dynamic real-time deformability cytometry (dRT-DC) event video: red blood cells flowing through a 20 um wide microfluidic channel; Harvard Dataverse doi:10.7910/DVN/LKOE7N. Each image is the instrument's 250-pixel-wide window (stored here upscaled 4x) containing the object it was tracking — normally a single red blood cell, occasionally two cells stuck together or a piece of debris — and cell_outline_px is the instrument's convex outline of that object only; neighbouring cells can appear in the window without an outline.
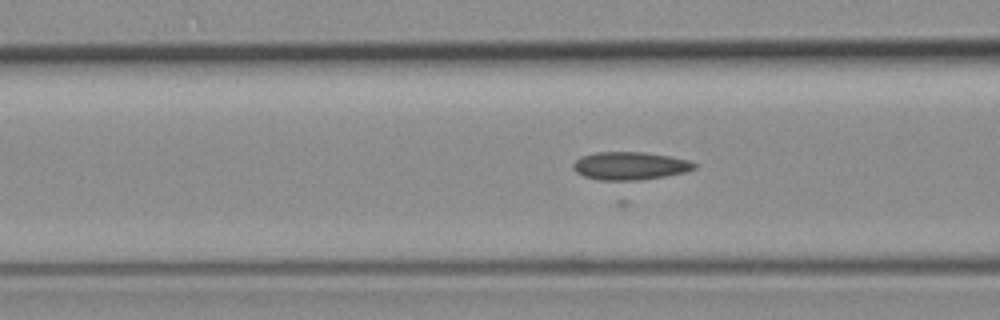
{"species": "common noctule bat (a hibernating species)", "species_latin": "Nyctalus noctula", "temperature_condition": "room temperature", "stored_images_in_passage": 26, "camera_frame_rate_fps": 3000, "um_per_image_px": 0.085, "animal": {"sex": "female", "body_mass_g": 19.3, "forearm_length_mm": 54.1}, "frame": {"image": 1, "passage_image": 6, "time_ms": 1.667, "image_size_px": [1000, 320], "cell_outline_px": [[696, 168], [684, 172], [624, 184], [616, 184], [596, 180], [584, 176], [576, 172], [572, 168], [572, 164], [576, 160], [584, 156], [596, 152], [644, 152], [668, 156], [688, 160], [696, 164]], "centroid_in_image_um": [53.49, 14.15], "position_along_channel_um": 113.1, "area_um2": 20.46}}